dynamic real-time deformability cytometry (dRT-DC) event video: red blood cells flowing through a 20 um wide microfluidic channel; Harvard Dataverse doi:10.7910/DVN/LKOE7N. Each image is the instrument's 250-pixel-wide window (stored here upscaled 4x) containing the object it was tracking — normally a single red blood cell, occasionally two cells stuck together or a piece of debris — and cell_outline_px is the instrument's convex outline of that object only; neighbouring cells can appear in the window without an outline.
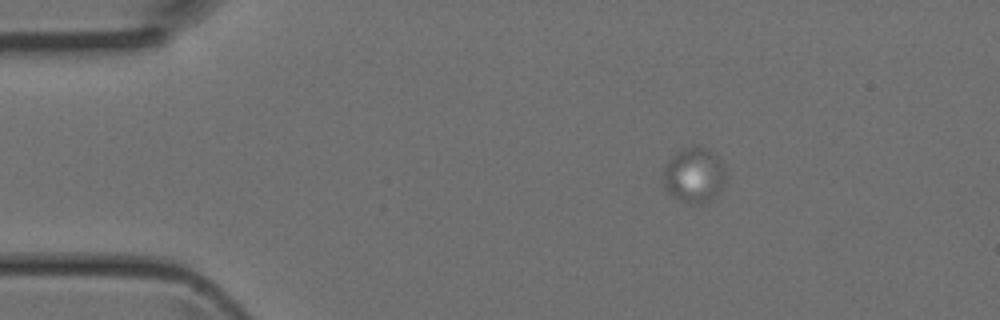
{"species": "Egyptian fruit bat (a non-hibernating species)", "species_latin": "Rousettus aegyptiacus", "temperature_condition": "room temperature", "stored_images_in_passage": 5, "camera_frame_rate_fps": 3000, "um_per_image_px": 0.085, "animal": {"sex": "female"}, "frame": {"image": 1, "passage_image": 5, "time_ms": 1.333, "image_size_px": [1000, 320], "cell_outline_px": [[728, 180], [720, 192], [716, 196], [704, 204], [688, 204], [672, 196], [664, 188], [664, 164], [680, 148], [708, 148], [720, 156], [724, 164], [728, 176]], "centroid_in_image_um": [59.06, 14.9], "position_along_channel_um": 25.9, "area_um2": 20.81}}